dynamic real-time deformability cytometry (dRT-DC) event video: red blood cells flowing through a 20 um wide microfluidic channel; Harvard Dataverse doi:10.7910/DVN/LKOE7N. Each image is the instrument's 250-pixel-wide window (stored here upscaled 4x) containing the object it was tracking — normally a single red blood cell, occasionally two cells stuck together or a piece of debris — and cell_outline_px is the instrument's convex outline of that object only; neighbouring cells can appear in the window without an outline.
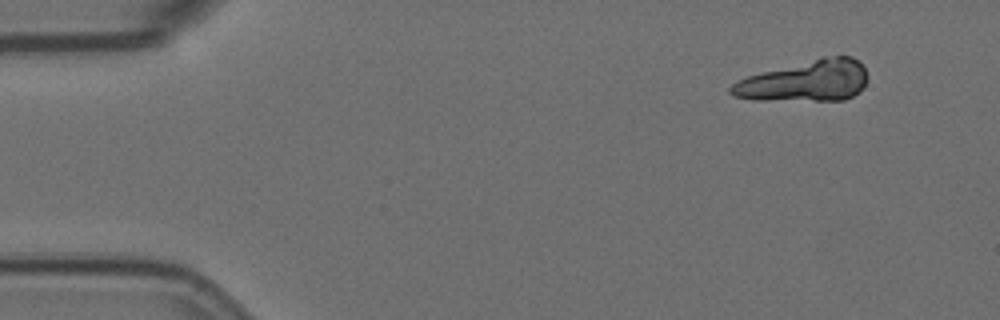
{"species": "Egyptian fruit bat (a non-hibernating species)", "species_latin": "Rousettus aegyptiacus", "temperature_condition": "room temperature", "stored_images_in_passage": 4, "camera_frame_rate_fps": 3000, "um_per_image_px": 0.085, "animal": {"sex": "female"}, "frame": {"image": 1, "passage_image": 1, "time_ms": 0.0, "image_size_px": [1000, 320], "cell_outline_px": [[868, 76], [864, 84], [852, 96], [844, 100], [752, 100], [732, 96], [728, 92], [728, 88], [736, 80], [760, 72], [824, 56], [852, 56], [864, 68]], "centroid_in_image_um": [68.38, 6.89], "position_along_channel_um": 16.6, "area_um2": 32.71}}